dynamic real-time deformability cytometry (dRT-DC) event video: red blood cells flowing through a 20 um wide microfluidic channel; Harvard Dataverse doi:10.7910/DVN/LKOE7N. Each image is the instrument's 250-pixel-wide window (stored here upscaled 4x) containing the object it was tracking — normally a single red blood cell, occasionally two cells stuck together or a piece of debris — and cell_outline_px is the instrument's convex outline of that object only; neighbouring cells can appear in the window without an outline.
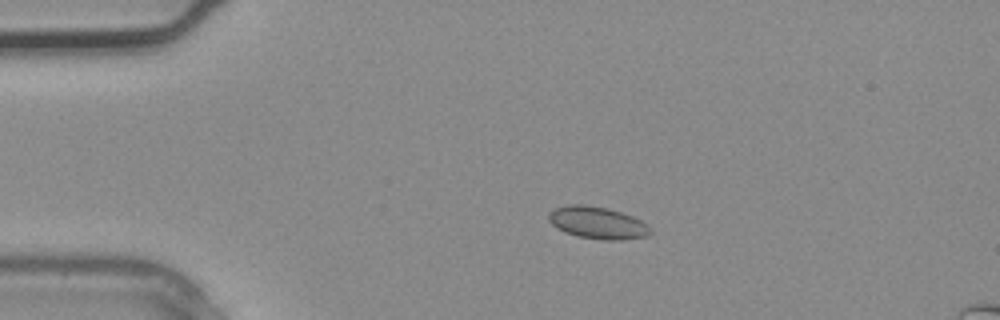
{"species": "common noctule bat (a hibernating species)", "species_latin": "Nyctalus noctula", "temperature_condition": "warm", "stored_images_in_passage": 4, "camera_frame_rate_fps": 3000, "um_per_image_px": 0.085, "animal": {"sex": "male", "body_mass_g": 20.4}, "frame": {"image": 1, "passage_image": 2, "time_ms": 0.333, "image_size_px": [1000, 320], "cell_outline_px": [[652, 232], [648, 236], [624, 240], [604, 240], [576, 236], [564, 232], [552, 224], [548, 220], [548, 212], [556, 208], [568, 204], [584, 204], [608, 208], [632, 216], [640, 220]], "centroid_in_image_um": [50.75, 18.94], "position_along_channel_um": 34.2, "area_um2": 19.07}}